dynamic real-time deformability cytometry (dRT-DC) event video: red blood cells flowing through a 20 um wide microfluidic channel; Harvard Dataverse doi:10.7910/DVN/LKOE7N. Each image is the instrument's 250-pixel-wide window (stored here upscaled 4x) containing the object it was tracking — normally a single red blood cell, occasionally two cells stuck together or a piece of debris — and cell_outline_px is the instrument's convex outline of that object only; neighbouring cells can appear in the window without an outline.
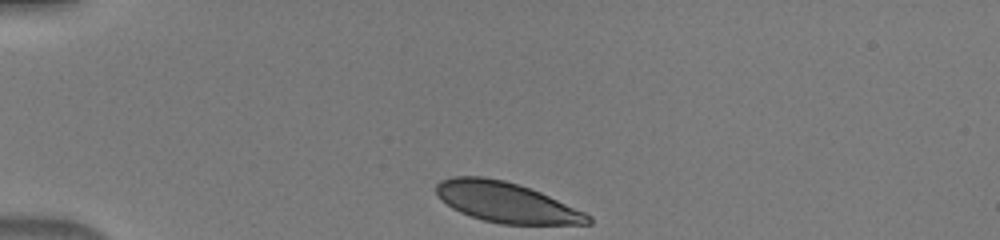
{"species": "human", "species_latin": "Homo sapiens", "temperature_condition": "warm", "stored_images_in_passage": 30, "camera_frame_rate_fps": 3000, "um_per_image_px": 0.085, "donor": {"sex": "male"}, "frame": {"image": 1, "passage_image": 1, "time_ms": 0.0, "image_size_px": [1000, 240], "cell_outline_px": [[592, 224], [500, 224], [484, 220], [460, 212], [452, 208], [440, 200], [436, 192], [436, 184], [440, 180], [452, 176], [484, 176], [504, 180], [540, 192], [584, 212], [592, 216]], "centroid_in_image_um": [43.0, 17.19], "position_along_channel_um": 42.0, "area_um2": 35.43}}